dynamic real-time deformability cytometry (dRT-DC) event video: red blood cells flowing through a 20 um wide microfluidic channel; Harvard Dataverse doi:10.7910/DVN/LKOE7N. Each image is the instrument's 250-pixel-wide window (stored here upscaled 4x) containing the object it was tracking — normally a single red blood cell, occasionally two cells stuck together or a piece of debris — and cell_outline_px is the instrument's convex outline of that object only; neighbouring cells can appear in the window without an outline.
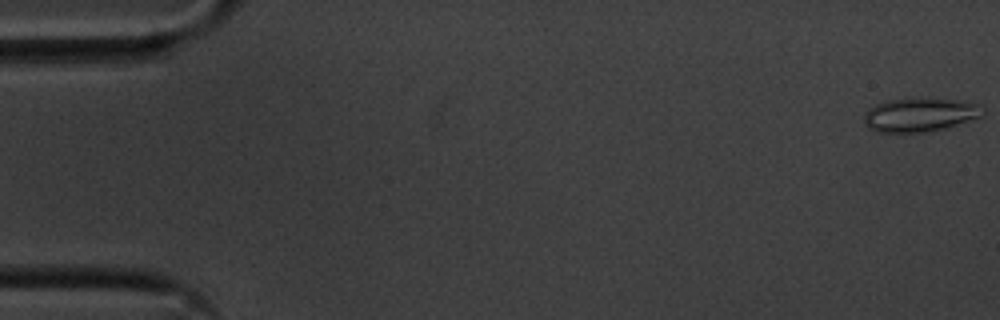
{"species": "common noctule bat (a hibernating species)", "species_latin": "Nyctalus noctula", "temperature_condition": "cold", "stored_images_in_passage": 56, "camera_frame_rate_fps": 3000, "um_per_image_px": 0.085, "animal": {"sex": "male", "body_mass_g": 20.1, "forearm_length_mm": 53.5}, "frame": {"image": 1, "passage_image": 1, "time_ms": 0.0, "image_size_px": [1000, 320], "cell_outline_px": [[984, 112], [980, 116], [948, 128], [928, 132], [876, 132], [868, 128], [864, 124], [864, 116], [876, 104], [888, 100], [952, 100], [980, 104], [984, 108]], "centroid_in_image_um": [78.19, 9.8], "position_along_channel_um": 6.8, "area_um2": 22.72}}
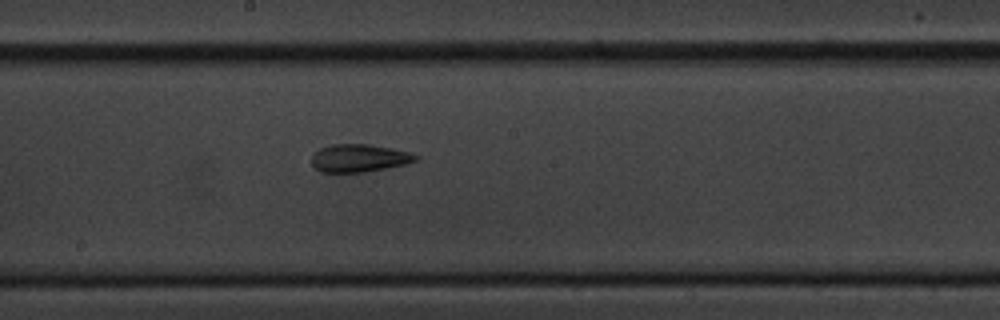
{"frame": {"image": 2, "passage_image": 30, "time_ms": 9.667, "image_size_px": [1000, 320], "cell_outline_px": [[420, 160], [404, 164], [364, 172], [320, 172], [312, 164], [312, 156], [320, 148], [332, 144], [368, 144], [392, 148], [408, 152], [420, 156]], "centroid_in_image_um": [30.54, 13.43], "position_along_channel_um": 217.7, "area_um2": 16.76}}
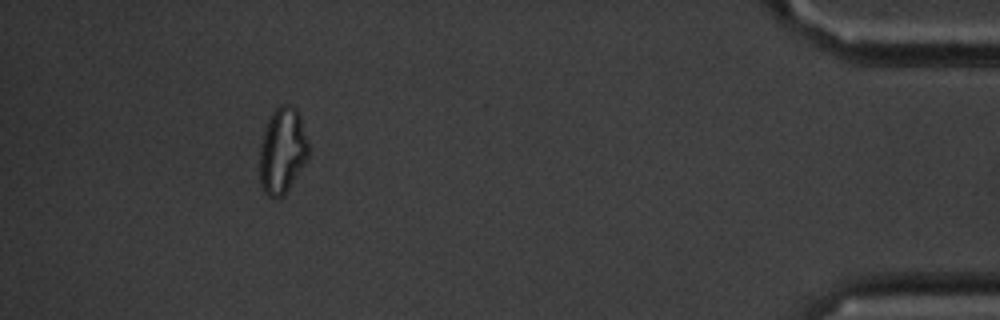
{"frame": {"image": 3, "passage_image": 51, "time_ms": 16.667, "image_size_px": [1000, 320], "cell_outline_px": [[308, 156], [284, 196], [268, 196], [264, 192], [260, 184], [260, 144], [268, 120], [272, 112], [280, 104], [292, 104], [300, 112], [308, 144]], "centroid_in_image_um": [24.0, 12.76], "position_along_channel_um": 411.2, "area_um2": 24.33}, "authors_computed_cell_mechanics": {"area_um2": 19.4208, "velocity_mm_per_s": 3.6085, "shape_relaxation_time_tau1_ms": null, "shape_relaxation_time_tau2_ms": 1.9878, "deformation_change_tau1": null, "deformation_change_tau2": 0.0756}}